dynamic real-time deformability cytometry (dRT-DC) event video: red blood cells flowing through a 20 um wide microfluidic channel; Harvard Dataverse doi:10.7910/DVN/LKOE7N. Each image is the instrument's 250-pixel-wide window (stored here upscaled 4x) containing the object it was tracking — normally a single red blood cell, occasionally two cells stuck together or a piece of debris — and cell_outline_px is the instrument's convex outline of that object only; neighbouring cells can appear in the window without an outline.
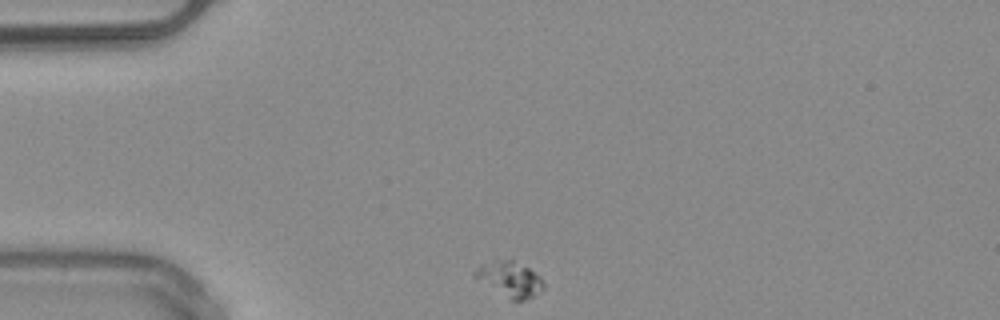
{"species": "common noctule bat (a hibernating species)", "species_latin": "Nyctalus noctula", "temperature_condition": "warm", "stored_images_in_passage": 40, "camera_frame_rate_fps": 3000, "um_per_image_px": 0.085, "animal": {"sex": "male", "body_mass_g": 20.4}, "frame": {"image": 1, "passage_image": 1, "time_ms": 0.0, "image_size_px": [1000, 320], "cell_outline_px": [[544, 288], [536, 296], [524, 300], [512, 300], [472, 276], [472, 272], [476, 268], [492, 260], [512, 260], [528, 268], [540, 276], [544, 284]], "centroid_in_image_um": [43.35, 23.73], "position_along_channel_um": 41.7, "area_um2": 13.87}}
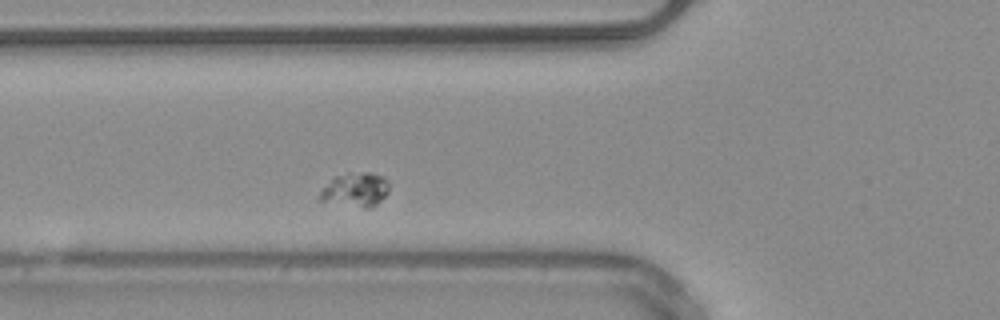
{"frame": {"image": 2, "passage_image": 8, "time_ms": 2.333, "image_size_px": [1000, 320], "cell_outline_px": [[388, 192], [372, 208], [364, 208], [320, 200], [320, 192], [332, 176], [348, 172], [368, 172], [384, 176], [388, 180]], "centroid_in_image_um": [30.22, 16.09], "position_along_channel_um": 95.6, "area_um2": 13.81}}